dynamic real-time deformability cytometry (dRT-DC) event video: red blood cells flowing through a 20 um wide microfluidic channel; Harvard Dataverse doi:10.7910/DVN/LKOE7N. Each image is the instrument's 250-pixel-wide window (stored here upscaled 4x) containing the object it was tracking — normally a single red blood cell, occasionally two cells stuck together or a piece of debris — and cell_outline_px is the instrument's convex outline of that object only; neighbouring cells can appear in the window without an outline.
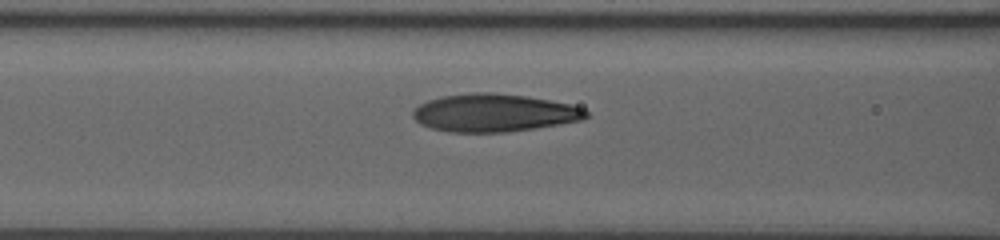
{"species": "human", "species_latin": "Homo sapiens", "temperature_condition": "room temperature", "stored_images_in_passage": 29, "camera_frame_rate_fps": 3000, "um_per_image_px": 0.085, "donor": {"sex": "male"}, "frame": {"image": 1, "passage_image": 24, "time_ms": 4.667, "image_size_px": [1000, 240], "cell_outline_px": [[588, 116], [584, 120], [508, 132], [448, 132], [432, 128], [420, 124], [412, 116], [412, 108], [428, 100], [440, 96], [472, 92], [488, 92], [524, 96], [548, 100], [568, 104], [584, 108], [588, 112]], "centroid_in_image_um": [41.96, 9.59], "position_along_channel_um": 124.6, "area_um2": 38.21}}